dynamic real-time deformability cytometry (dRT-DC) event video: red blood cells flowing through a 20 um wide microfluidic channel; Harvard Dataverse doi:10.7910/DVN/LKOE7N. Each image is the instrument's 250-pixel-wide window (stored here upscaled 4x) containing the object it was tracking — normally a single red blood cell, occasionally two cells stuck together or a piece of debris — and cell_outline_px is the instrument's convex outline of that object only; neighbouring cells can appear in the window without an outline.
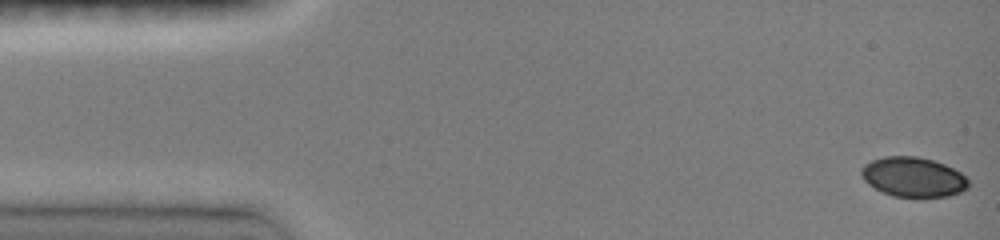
{"species": "common noctule bat (a hibernating species)", "species_latin": "Nyctalus noctula", "temperature_condition": "room temperature", "stored_images_in_passage": 44, "camera_frame_rate_fps": 3000, "um_per_image_px": 0.085, "animal": {"sex": "female", "body_mass_g": 19.0, "forearm_length_mm": 51.5}, "frame": {"image": 1, "passage_image": 1, "time_ms": 0.0, "image_size_px": [1000, 240], "cell_outline_px": [[968, 188], [960, 192], [948, 196], [892, 196], [880, 192], [868, 184], [864, 180], [860, 172], [860, 168], [864, 164], [872, 160], [884, 156], [916, 156], [932, 160], [944, 164], [960, 172], [968, 180]], "centroid_in_image_um": [77.58, 15.04], "position_along_channel_um": 7.4, "area_um2": 24.74}}
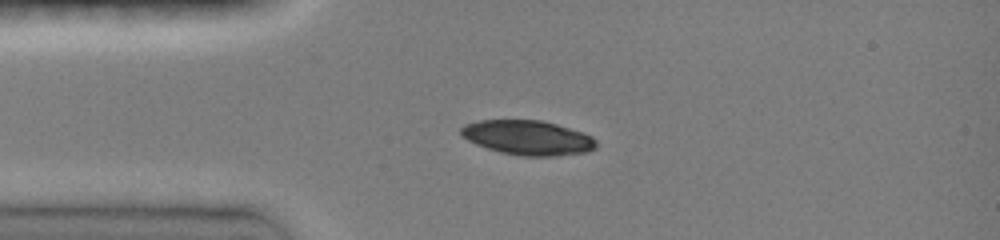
{"frame": {"image": 2, "passage_image": 16, "time_ms": 3.333, "image_size_px": [1000, 240], "cell_outline_px": [[596, 148], [588, 152], [556, 156], [524, 156], [500, 152], [476, 144], [460, 136], [460, 128], [464, 124], [480, 120], [540, 120], [556, 124], [584, 132], [592, 136], [596, 140]], "centroid_in_image_um": [44.87, 11.7], "position_along_channel_um": 40.1, "area_um2": 27.4}}
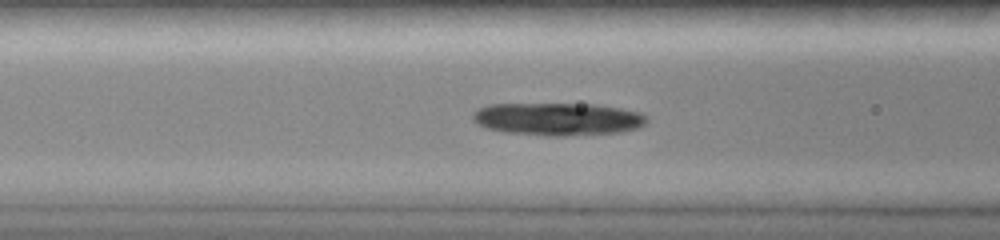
{"frame": {"image": 3, "passage_image": 31, "time_ms": 5.667, "image_size_px": [1000, 240], "cell_outline_px": [[648, 120], [644, 124], [636, 128], [620, 132], [564, 136], [548, 136], [504, 132], [488, 128], [472, 120], [472, 112], [476, 108], [488, 104], [596, 104], [620, 108], [640, 112], [648, 116]], "centroid_in_image_um": [47.4, 10.11], "position_along_channel_um": 119.2, "area_um2": 33.35}}